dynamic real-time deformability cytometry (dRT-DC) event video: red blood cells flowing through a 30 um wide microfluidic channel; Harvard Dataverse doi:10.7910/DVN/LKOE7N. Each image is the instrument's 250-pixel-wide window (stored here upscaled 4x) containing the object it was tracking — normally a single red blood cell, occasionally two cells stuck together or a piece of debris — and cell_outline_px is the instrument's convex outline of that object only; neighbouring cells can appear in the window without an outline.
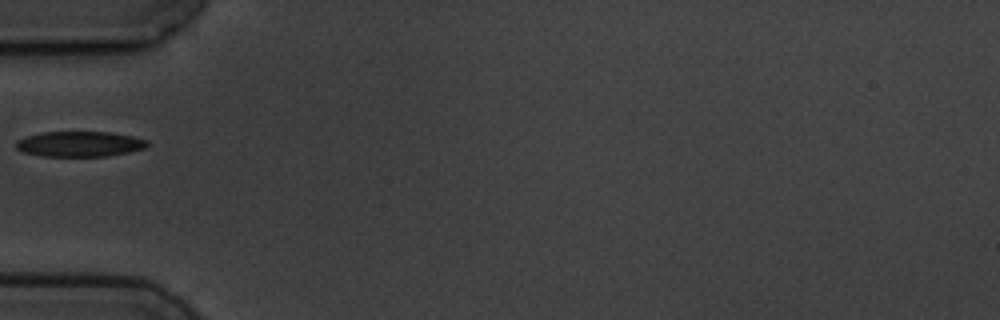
{"species": "common noctule bat (a hibernating species)", "species_latin": "Nyctalus noctula", "temperature_condition": "cold", "stored_images_in_passage": 6, "camera_frame_rate_fps": 3000, "um_per_image_px": 0.085, "animal": {"sex": "male", "body_mass_g": 19.5, "forearm_length_mm": 54.6}, "frame": {"image": 1, "passage_image": 5, "time_ms": 5.0, "image_size_px": [1000, 320], "cell_outline_px": [[148, 144], [144, 148], [128, 152], [108, 156], [40, 156], [24, 152], [16, 148], [16, 140], [40, 132], [112, 132], [132, 136], [148, 140]], "centroid_in_image_um": [6.76, 12.24], "position_along_channel_um": 78.2, "area_um2": 19.36}}
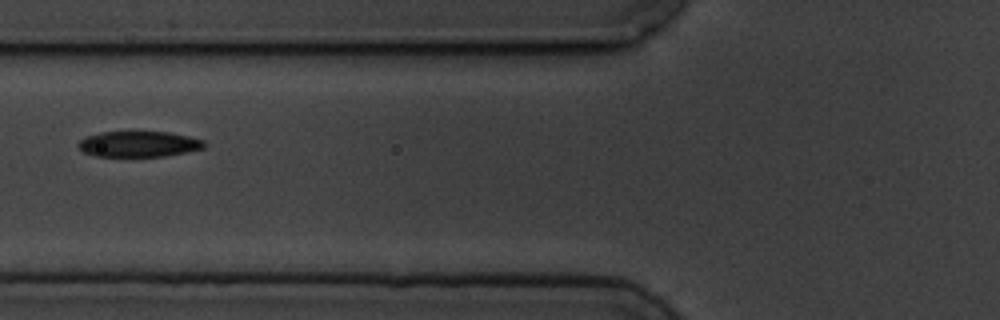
{"frame": {"image": 2, "passage_image": 6, "time_ms": 6.0, "image_size_px": [1000, 320], "cell_outline_px": [[208, 144], [204, 148], [164, 156], [96, 156], [84, 152], [76, 144], [84, 136], [100, 132], [168, 132], [188, 136], [204, 140]], "centroid_in_image_um": [11.78, 12.24], "position_along_channel_um": 114.0, "area_um2": 18.84}}